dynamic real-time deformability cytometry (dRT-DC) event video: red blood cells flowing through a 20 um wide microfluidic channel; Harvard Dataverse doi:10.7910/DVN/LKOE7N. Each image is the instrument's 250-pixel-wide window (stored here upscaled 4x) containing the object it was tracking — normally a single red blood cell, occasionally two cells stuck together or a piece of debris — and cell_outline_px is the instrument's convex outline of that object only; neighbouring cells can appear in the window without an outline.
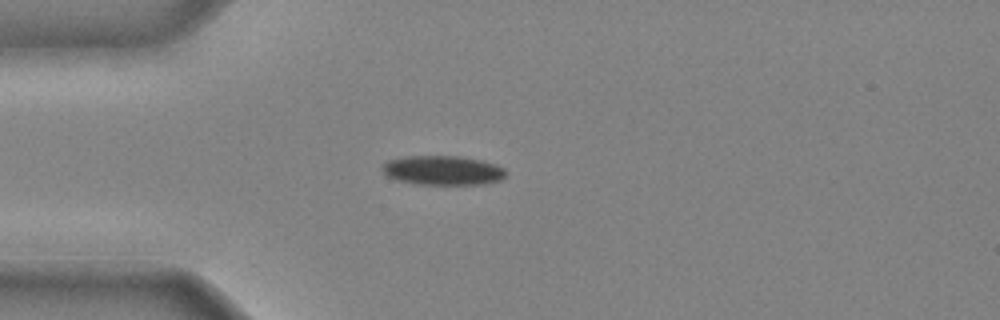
{"species": "common noctule bat (a hibernating species)", "species_latin": "Nyctalus noctula", "temperature_condition": "cold", "stored_images_in_passage": 32, "camera_frame_rate_fps": 3000, "um_per_image_px": 0.085, "animal": {"sex": "male", "body_mass_g": 20.4}, "frame": {"image": 1, "passage_image": 1, "time_ms": 0.0, "image_size_px": [1000, 320], "cell_outline_px": [[504, 176], [500, 180], [484, 184], [416, 184], [396, 180], [388, 176], [380, 168], [380, 164], [388, 160], [404, 156], [460, 156], [480, 160], [496, 164], [504, 168]], "centroid_in_image_um": [37.58, 14.47], "position_along_channel_um": 47.4, "area_um2": 21.21}}
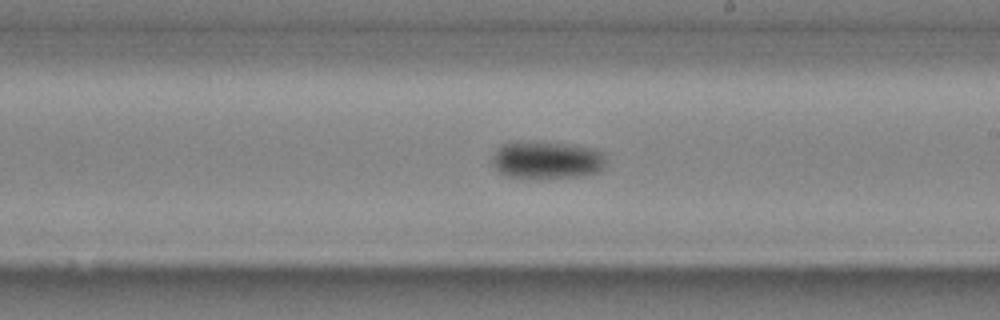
{"frame": {"image": 2, "passage_image": 15, "time_ms": 4.667, "image_size_px": [1000, 320], "cell_outline_px": [[608, 164], [600, 172], [580, 176], [504, 176], [492, 164], [492, 156], [504, 144], [576, 144], [600, 148], [604, 152]], "centroid_in_image_um": [46.65, 13.6], "position_along_channel_um": 242.3, "area_um2": 24.1}}
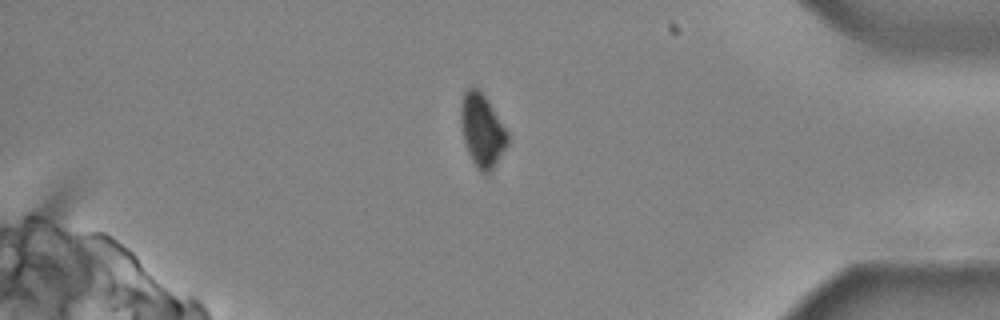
{"frame": {"image": 3, "passage_image": 27, "time_ms": 8.667, "image_size_px": [1000, 320], "cell_outline_px": [[508, 144], [492, 168], [488, 172], [480, 172], [476, 168], [468, 152], [464, 140], [460, 120], [460, 104], [464, 92], [472, 84], [484, 96], [508, 132]], "centroid_in_image_um": [40.95, 11.06], "position_along_channel_um": 394.2, "area_um2": 19.54}}